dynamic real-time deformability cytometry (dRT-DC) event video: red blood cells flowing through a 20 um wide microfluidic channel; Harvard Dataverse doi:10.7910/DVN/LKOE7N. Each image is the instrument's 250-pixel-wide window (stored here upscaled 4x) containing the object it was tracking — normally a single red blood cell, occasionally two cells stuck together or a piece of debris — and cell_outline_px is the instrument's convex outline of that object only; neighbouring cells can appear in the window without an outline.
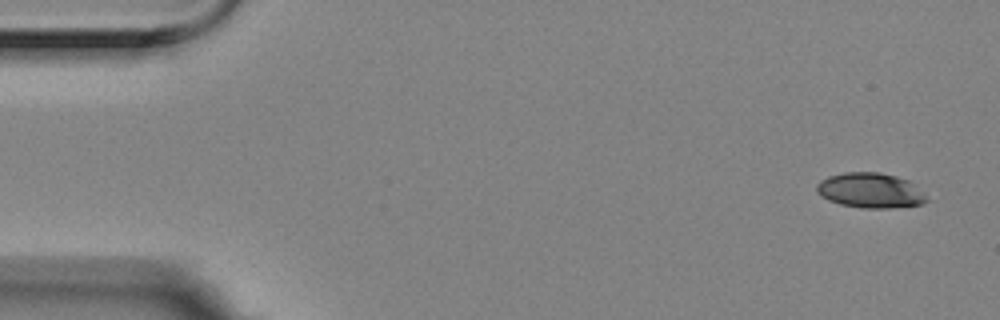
{"species": "Egyptian fruit bat (a non-hibernating species)", "species_latin": "Rousettus aegyptiacus", "temperature_condition": "room temperature", "stored_images_in_passage": 5, "camera_frame_rate_fps": 3000, "um_per_image_px": 0.085, "animal": {"sex": "female"}, "frame": {"image": 1, "passage_image": 1, "time_ms": 0.0, "image_size_px": [1000, 320], "cell_outline_px": [[928, 200], [924, 204], [892, 208], [860, 208], [840, 204], [828, 200], [816, 192], [816, 184], [820, 180], [828, 176], [844, 172], [880, 172], [896, 176], [908, 180], [924, 192]], "centroid_in_image_um": [73.98, 16.19], "position_along_channel_um": 11.0, "area_um2": 22.72}}